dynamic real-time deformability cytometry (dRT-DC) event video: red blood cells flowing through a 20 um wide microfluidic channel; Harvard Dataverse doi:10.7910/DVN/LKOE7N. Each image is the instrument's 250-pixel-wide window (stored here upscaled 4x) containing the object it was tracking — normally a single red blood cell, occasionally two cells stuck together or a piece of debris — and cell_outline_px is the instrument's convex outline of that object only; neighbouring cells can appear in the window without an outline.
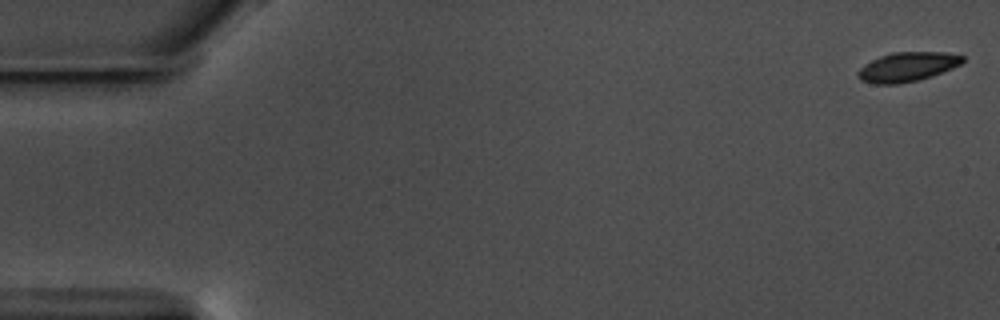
{"species": "common noctule bat (a hibernating species)", "species_latin": "Nyctalus noctula", "temperature_condition": "warm", "stored_images_in_passage": 58, "camera_frame_rate_fps": 3000, "um_per_image_px": 0.085, "animal": {"sex": "male", "body_mass_g": 17.5, "forearm_length_mm": 52.3}, "frame": {"image": 1, "passage_image": 1, "time_ms": 0.0, "image_size_px": [1000, 320], "cell_outline_px": [[964, 60], [960, 64], [952, 68], [932, 76], [916, 80], [896, 84], [876, 84], [860, 80], [856, 72], [864, 64], [880, 56], [892, 52], [944, 52], [964, 56]], "centroid_in_image_um": [77.1, 5.68], "position_along_channel_um": 7.9, "area_um2": 17.8}}
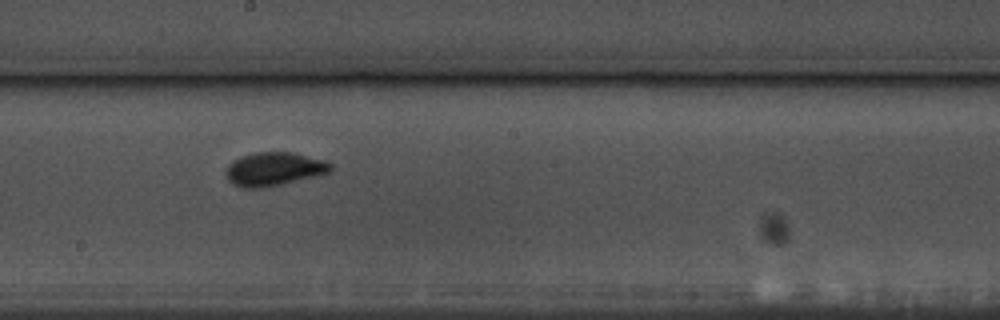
{"frame": {"image": 2, "passage_image": 32, "time_ms": 10.333, "image_size_px": [1000, 320], "cell_outline_px": [[332, 168], [328, 172], [264, 188], [240, 188], [232, 184], [228, 180], [224, 172], [228, 164], [232, 160], [256, 152], [292, 152], [324, 160], [332, 164]], "centroid_in_image_um": [23.22, 14.37], "position_along_channel_um": 225.0, "area_um2": 20.29}}
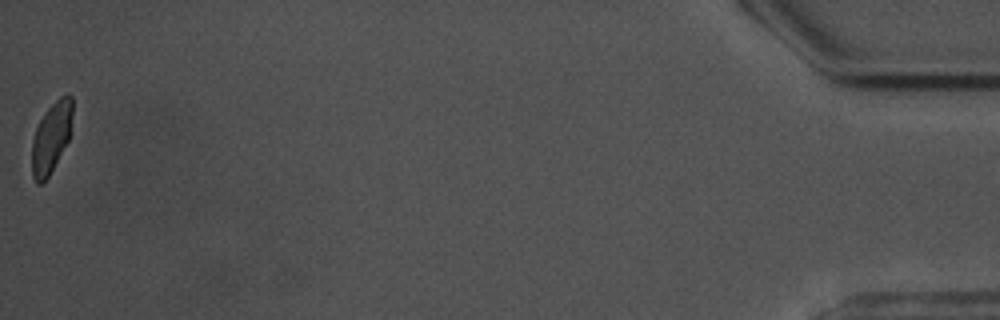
{"frame": {"image": 3, "passage_image": 58, "time_ms": 19.0, "image_size_px": [1000, 320], "cell_outline_px": [[72, 116], [68, 140], [48, 176], [40, 184], [36, 184], [32, 176], [32, 140], [36, 128], [44, 112], [60, 96], [68, 92], [72, 96]], "centroid_in_image_um": [4.34, 11.65], "position_along_channel_um": 430.9, "area_um2": 16.47}, "authors_computed_cell_mechanics": {"area_um2": 18.6116, "velocity_mm_per_s": 3.5143, "shape_relaxation_time_tau1_ms": 3.0747, "shape_relaxation_time_tau2_ms": null, "deformation_change_tau1": 0.1006, "deformation_change_tau2": null}}